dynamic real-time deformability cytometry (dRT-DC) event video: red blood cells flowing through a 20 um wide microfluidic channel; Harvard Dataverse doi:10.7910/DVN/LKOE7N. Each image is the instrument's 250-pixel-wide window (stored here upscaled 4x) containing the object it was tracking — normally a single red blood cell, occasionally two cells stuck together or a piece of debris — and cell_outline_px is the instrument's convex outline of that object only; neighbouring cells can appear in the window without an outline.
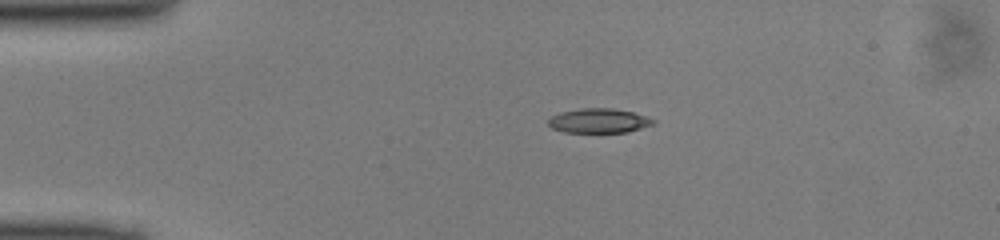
{"species": "common noctule bat (a hibernating species)", "species_latin": "Nyctalus noctula", "temperature_condition": "cold", "stored_images_in_passage": 40, "camera_frame_rate_fps": 3000, "um_per_image_px": 0.085, "animal": {"sex": "male", "body_mass_g": 13.0, "forearm_length_mm": 53.1}, "frame": {"image": 1, "passage_image": 1, "time_ms": 0.0, "image_size_px": [1000, 240], "cell_outline_px": [[656, 124], [628, 132], [564, 132], [552, 128], [548, 124], [548, 120], [552, 116], [560, 112], [580, 108], [612, 108], [632, 112], [648, 116], [656, 120]], "centroid_in_image_um": [50.94, 10.26], "position_along_channel_um": 34.1, "area_um2": 15.09}}
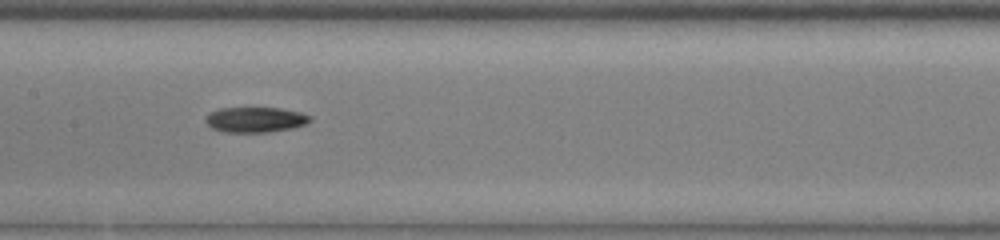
{"frame": {"image": 2, "passage_image": 15, "time_ms": 4.667, "image_size_px": [1000, 240], "cell_outline_px": [[312, 120], [304, 124], [292, 128], [268, 132], [224, 132], [212, 128], [204, 120], [208, 112], [220, 108], [280, 108], [300, 112], [312, 116]], "centroid_in_image_um": [21.69, 10.16], "position_along_channel_um": 185.7, "area_um2": 15.43}}
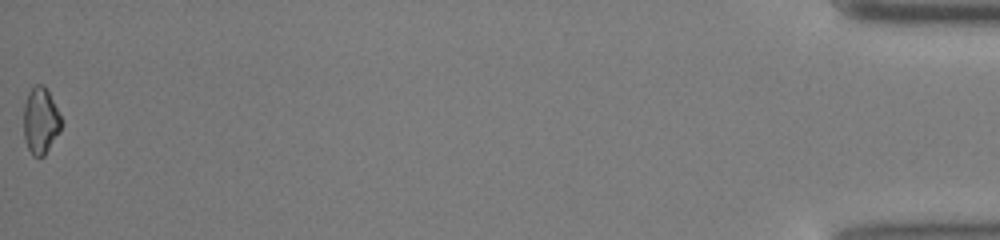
{"frame": {"image": 3, "passage_image": 40, "time_ms": 13.0, "image_size_px": [1000, 240], "cell_outline_px": [[64, 124], [60, 132], [44, 156], [32, 156], [28, 148], [24, 136], [24, 104], [28, 92], [36, 84], [44, 84], [64, 120]], "centroid_in_image_um": [3.49, 10.26], "position_along_channel_um": 431.7, "area_um2": 14.85}}